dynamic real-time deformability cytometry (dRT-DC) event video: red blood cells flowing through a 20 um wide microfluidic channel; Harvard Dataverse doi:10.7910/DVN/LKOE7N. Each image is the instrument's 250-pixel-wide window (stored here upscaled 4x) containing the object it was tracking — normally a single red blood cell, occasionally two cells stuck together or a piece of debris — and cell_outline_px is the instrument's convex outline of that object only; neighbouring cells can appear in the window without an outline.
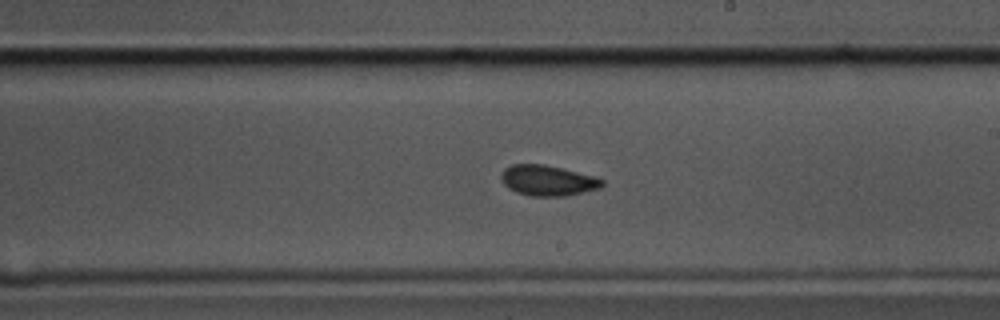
{"species": "common noctule bat (a hibernating species)", "species_latin": "Nyctalus noctula", "temperature_condition": "cold", "stored_images_in_passage": 46, "camera_frame_rate_fps": 3000, "um_per_image_px": 0.085, "animal": {"sex": "male", "body_mass_g": 17.5, "forearm_length_mm": 52.3}, "frame": {"image": 1, "passage_image": 21, "time_ms": 6.667, "image_size_px": [1000, 320], "cell_outline_px": [[604, 184], [600, 188], [568, 196], [532, 196], [516, 192], [508, 188], [504, 184], [500, 176], [504, 168], [512, 164], [544, 164], [596, 176], [604, 180]], "centroid_in_image_um": [46.57, 15.34], "position_along_channel_um": 242.4, "area_um2": 18.09}}
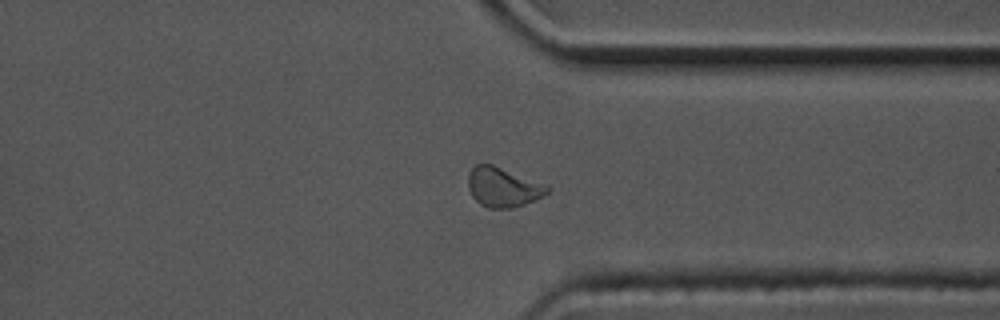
{"frame": {"image": 2, "passage_image": 32, "time_ms": 10.333, "image_size_px": [1000, 320], "cell_outline_px": [[552, 188], [544, 196], [536, 200], [512, 208], [488, 208], [480, 204], [472, 196], [468, 188], [468, 172], [476, 164], [492, 164]], "centroid_in_image_um": [42.72, 15.92], "position_along_channel_um": 368.7, "area_um2": 18.03}}
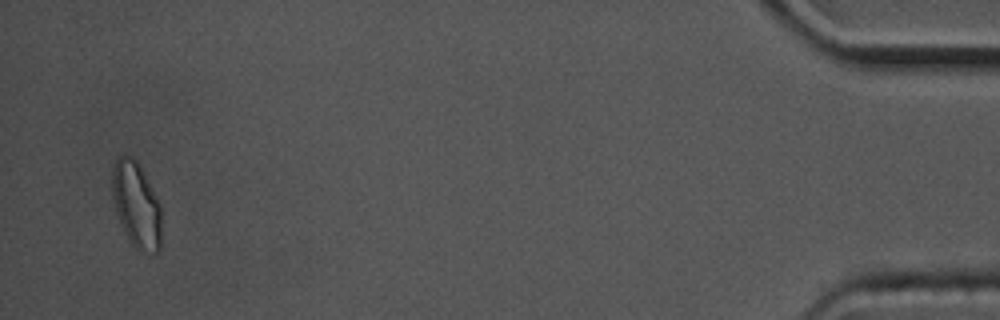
{"frame": {"image": 3, "passage_image": 44, "time_ms": 14.333, "image_size_px": [1000, 320], "cell_outline_px": [[160, 252], [140, 252], [132, 244], [120, 224], [116, 212], [112, 196], [112, 168], [116, 160], [120, 156], [132, 156], [136, 160], [160, 204]], "centroid_in_image_um": [11.57, 17.43], "position_along_channel_um": 423.6, "area_um2": 24.28}, "authors_computed_cell_mechanics": {"area_um2": 18.1781, "velocity_mm_per_s": 3.4623, "shape_relaxation_time_tau1_ms": 3.7252, "shape_relaxation_time_tau2_ms": 4.0266, "deformation_change_tau1": 0.0816, "deformation_change_tau2": 0.0657}}